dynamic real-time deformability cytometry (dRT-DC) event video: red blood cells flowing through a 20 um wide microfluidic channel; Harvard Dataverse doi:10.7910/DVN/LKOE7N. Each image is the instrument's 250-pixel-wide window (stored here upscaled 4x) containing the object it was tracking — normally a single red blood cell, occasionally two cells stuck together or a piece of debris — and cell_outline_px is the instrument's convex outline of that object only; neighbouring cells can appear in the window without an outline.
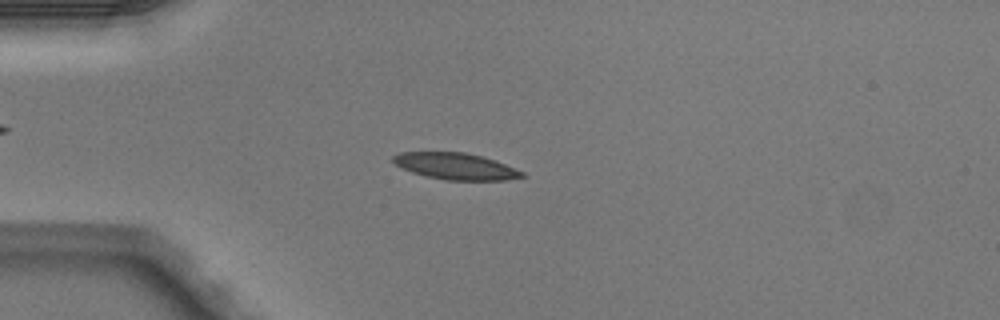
{"species": "Egyptian fruit bat (a non-hibernating species)", "species_latin": "Rousettus aegyptiacus", "temperature_condition": "warm", "stored_images_in_passage": 4, "camera_frame_rate_fps": 3000, "um_per_image_px": 0.085, "animal": {"sex": "male"}, "frame": {"image": 1, "passage_image": 3, "time_ms": 0.667, "image_size_px": [1000, 320], "cell_outline_px": [[524, 176], [504, 180], [444, 180], [424, 176], [412, 172], [396, 164], [392, 160], [392, 156], [400, 152], [464, 152], [480, 156], [504, 164], [524, 172]], "centroid_in_image_um": [38.69, 14.13], "position_along_channel_um": 46.3, "area_um2": 19.65}}